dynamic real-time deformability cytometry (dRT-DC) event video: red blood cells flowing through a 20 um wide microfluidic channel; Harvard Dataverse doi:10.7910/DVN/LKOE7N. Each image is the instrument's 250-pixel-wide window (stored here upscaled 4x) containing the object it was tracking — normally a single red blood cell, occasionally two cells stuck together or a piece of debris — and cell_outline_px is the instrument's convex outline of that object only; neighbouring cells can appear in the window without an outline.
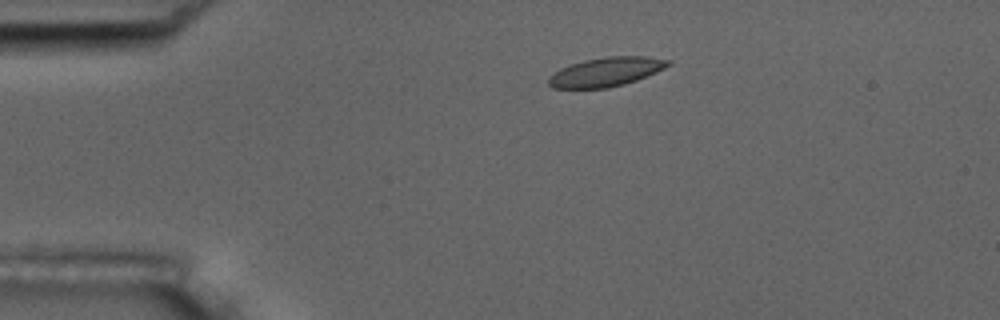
{"species": "common noctule bat (a hibernating species)", "species_latin": "Nyctalus noctula", "temperature_condition": "room temperature", "stored_images_in_passage": 9, "camera_frame_rate_fps": 3000, "um_per_image_px": 0.085, "animal": {"sex": "male", "body_mass_g": 17.5, "forearm_length_mm": 52.3}, "frame": {"image": 1, "passage_image": 2, "time_ms": 2.333, "image_size_px": [1000, 320], "cell_outline_px": [[672, 64], [656, 72], [636, 80], [624, 84], [608, 88], [552, 88], [548, 84], [548, 76], [560, 68], [584, 60], [604, 56], [648, 56], [672, 60]], "centroid_in_image_um": [51.52, 6.1], "position_along_channel_um": 33.5, "area_um2": 20.4}}
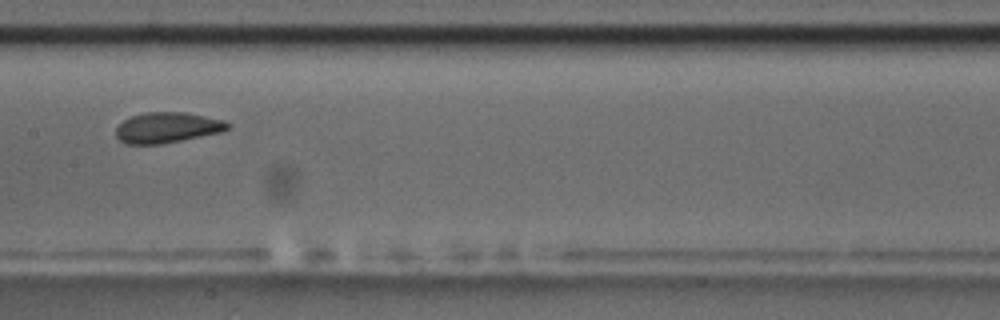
{"frame": {"image": 2, "passage_image": 7, "time_ms": 8.0, "image_size_px": [1000, 320], "cell_outline_px": [[232, 128], [224, 132], [160, 144], [124, 144], [116, 136], [116, 128], [124, 120], [132, 116], [148, 112], [184, 112], [224, 120], [232, 124]], "centroid_in_image_um": [14.27, 10.85], "position_along_channel_um": 193.1, "area_um2": 20.0}}
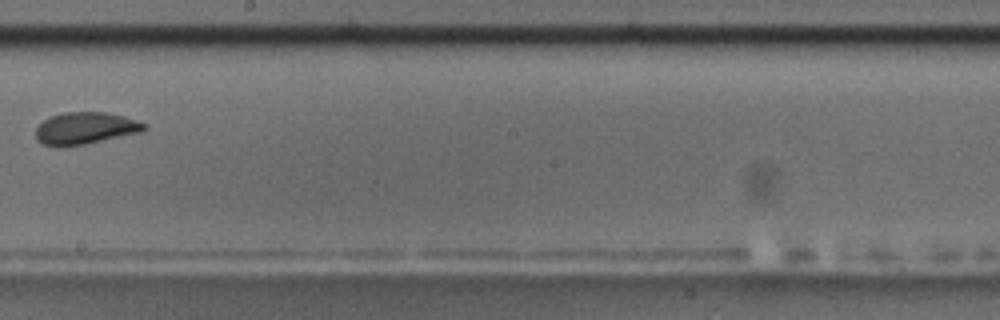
{"frame": {"image": 3, "passage_image": 8, "time_ms": 9.333, "image_size_px": [1000, 320], "cell_outline_px": [[148, 128], [140, 132], [84, 144], [60, 148], [44, 144], [36, 140], [36, 128], [44, 120], [52, 116], [64, 112], [108, 112], [124, 116], [148, 124]], "centroid_in_image_um": [7.25, 10.9], "position_along_channel_um": 241.0, "area_um2": 20.29}}